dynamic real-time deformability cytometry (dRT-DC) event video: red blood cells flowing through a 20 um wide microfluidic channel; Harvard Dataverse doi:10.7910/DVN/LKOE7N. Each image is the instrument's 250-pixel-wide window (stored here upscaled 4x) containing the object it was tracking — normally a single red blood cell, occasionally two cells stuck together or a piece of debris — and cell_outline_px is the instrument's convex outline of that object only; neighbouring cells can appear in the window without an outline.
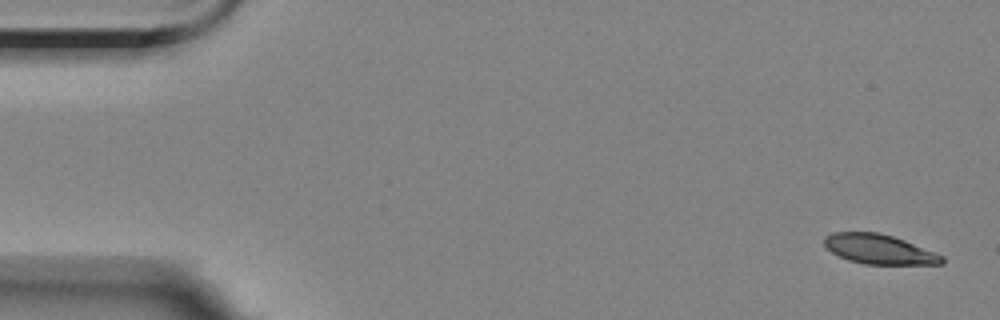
{"species": "Egyptian fruit bat (a non-hibernating species)", "species_latin": "Rousettus aegyptiacus", "temperature_condition": "room temperature", "stored_images_in_passage": 5, "camera_frame_rate_fps": 3000, "um_per_image_px": 0.085, "animal": {"sex": "female"}, "frame": {"image": 1, "passage_image": 1, "time_ms": 0.0, "image_size_px": [1000, 320], "cell_outline_px": [[944, 264], [864, 264], [848, 260], [832, 252], [824, 244], [824, 236], [832, 232], [880, 232], [904, 240], [944, 256]], "centroid_in_image_um": [74.72, 21.18], "position_along_channel_um": 10.3, "area_um2": 20.23}}
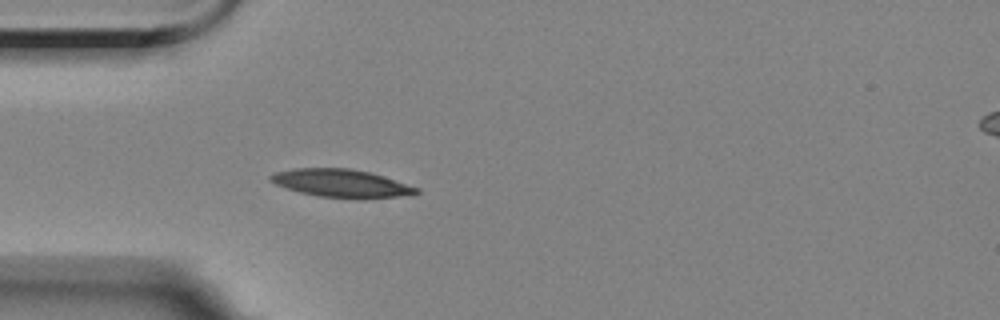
{"frame": {"image": 2, "passage_image": 5, "time_ms": 4.667, "image_size_px": [1000, 320], "cell_outline_px": [[420, 192], [416, 196], [320, 196], [300, 192], [276, 184], [268, 180], [268, 176], [276, 172], [292, 168], [352, 168], [384, 176], [420, 188]], "centroid_in_image_um": [29.01, 15.54], "position_along_channel_um": 56.0, "area_um2": 23.06}}